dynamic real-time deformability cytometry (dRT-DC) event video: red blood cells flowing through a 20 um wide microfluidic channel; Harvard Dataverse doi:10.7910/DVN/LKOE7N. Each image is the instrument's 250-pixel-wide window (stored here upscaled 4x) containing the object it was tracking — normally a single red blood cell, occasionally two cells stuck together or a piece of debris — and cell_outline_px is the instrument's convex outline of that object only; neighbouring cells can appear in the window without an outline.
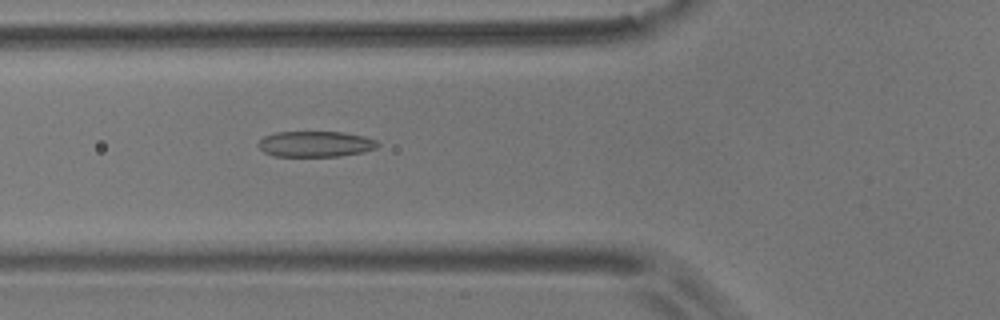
{"species": "common noctule bat (a hibernating species)", "species_latin": "Nyctalus noctula", "temperature_condition": "room temperature", "stored_images_in_passage": 49, "camera_frame_rate_fps": 3000, "um_per_image_px": 0.085, "animal": {"sex": "male", "body_mass_g": 17.9}, "frame": {"image": 1, "passage_image": 14, "time_ms": 4.333, "image_size_px": [1000, 320], "cell_outline_px": [[380, 144], [376, 148], [364, 152], [340, 156], [272, 156], [264, 152], [256, 144], [264, 136], [276, 132], [344, 132], [364, 136], [376, 140]], "centroid_in_image_um": [26.82, 12.24], "position_along_channel_um": 99.0, "area_um2": 18.03}}
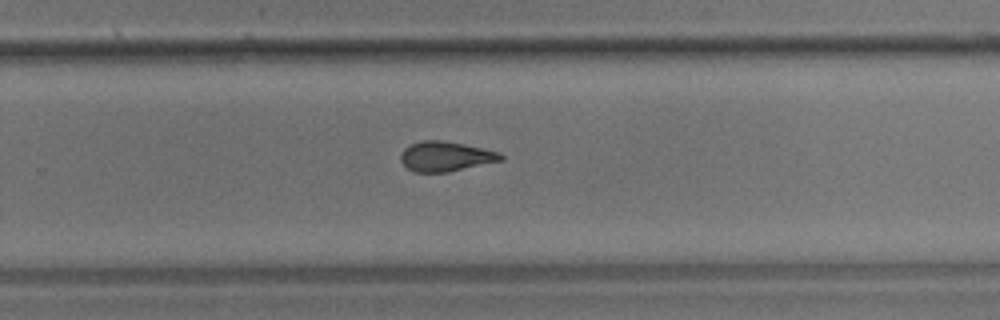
{"frame": {"image": 2, "passage_image": 30, "time_ms": 9.667, "image_size_px": [1000, 320], "cell_outline_px": [[504, 160], [448, 172], [416, 172], [408, 168], [400, 160], [400, 156], [404, 148], [420, 140], [440, 140], [480, 148], [496, 152], [504, 156]], "centroid_in_image_um": [37.85, 13.3], "position_along_channel_um": 291.9, "area_um2": 17.11}}
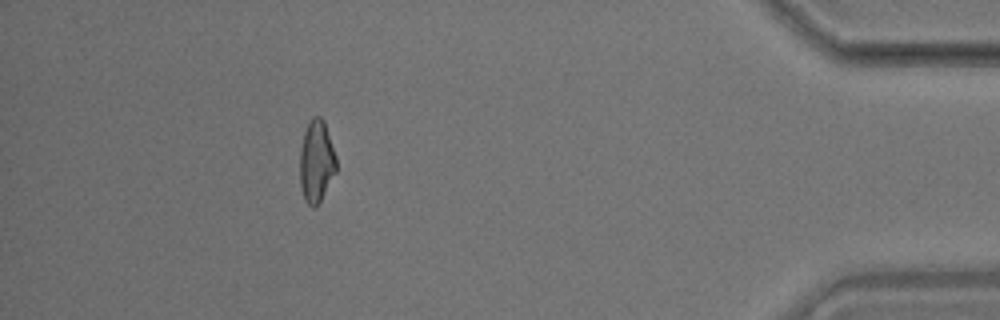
{"frame": {"image": 3, "passage_image": 44, "time_ms": 14.333, "image_size_px": [1000, 320], "cell_outline_px": [[336, 172], [316, 208], [312, 208], [304, 200], [300, 188], [300, 148], [304, 132], [308, 120], [312, 116], [320, 116], [324, 120], [336, 156]], "centroid_in_image_um": [26.88, 13.71], "position_along_channel_um": 408.3, "area_um2": 17.69}, "authors_computed_cell_mechanics": {"area_um2": 17.8602, "velocity_mm_per_s": 3.613, "shape_relaxation_time_tau1_ms": null, "shape_relaxation_time_tau2_ms": 2.5586, "deformation_change_tau1": null, "deformation_change_tau2": 0.1056}}